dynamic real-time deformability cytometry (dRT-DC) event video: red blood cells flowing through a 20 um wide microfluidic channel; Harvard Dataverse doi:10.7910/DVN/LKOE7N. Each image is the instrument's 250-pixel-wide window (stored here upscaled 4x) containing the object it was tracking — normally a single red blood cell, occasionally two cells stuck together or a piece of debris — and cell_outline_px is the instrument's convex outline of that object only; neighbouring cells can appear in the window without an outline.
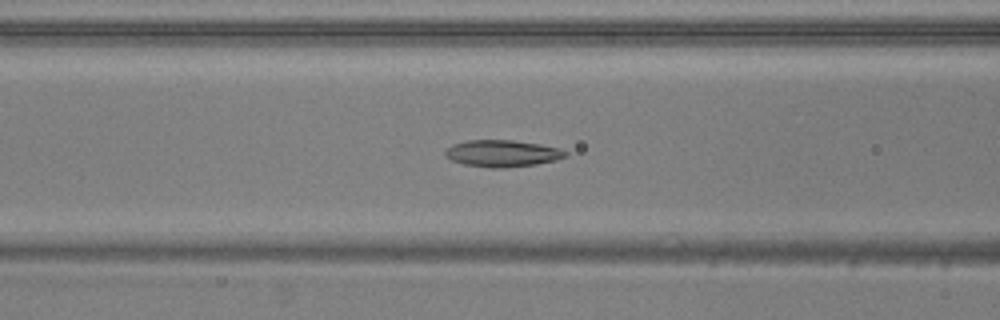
{"species": "common noctule bat (a hibernating species)", "species_latin": "Nyctalus noctula", "temperature_condition": "warm", "stored_images_in_passage": 36, "camera_frame_rate_fps": 3000, "um_per_image_px": 0.085, "animal": {"sex": "male", "body_mass_g": 20.5, "forearm_length_mm": 52.5}, "frame": {"image": 1, "passage_image": 15, "time_ms": 4.667, "image_size_px": [1000, 320], "cell_outline_px": [[568, 156], [556, 160], [536, 164], [504, 168], [492, 168], [464, 164], [452, 160], [444, 156], [444, 152], [452, 144], [468, 140], [512, 140], [540, 144], [560, 148], [568, 152]], "centroid_in_image_um": [42.71, 13.04], "position_along_channel_um": 123.9, "area_um2": 18.84}}
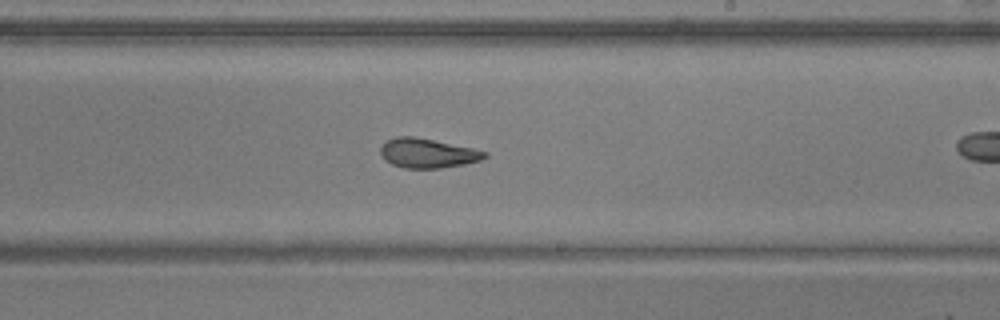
{"frame": {"image": 2, "passage_image": 25, "time_ms": 8.0, "image_size_px": [1000, 320], "cell_outline_px": [[488, 156], [480, 160], [464, 164], [440, 168], [404, 168], [392, 164], [384, 160], [380, 152], [380, 148], [388, 140], [396, 136], [412, 136], [472, 148], [488, 152]], "centroid_in_image_um": [36.33, 13.03], "position_along_channel_um": 252.7, "area_um2": 17.69}}
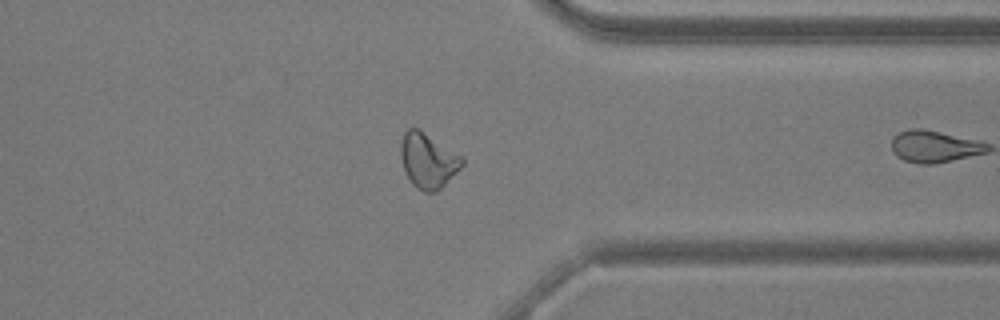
{"frame": {"image": 3, "passage_image": 35, "time_ms": 11.333, "image_size_px": [1000, 320], "cell_outline_px": [[464, 164], [436, 192], [424, 192], [416, 188], [412, 184], [404, 168], [400, 156], [400, 144], [404, 132], [408, 128], [420, 128], [464, 156]], "centroid_in_image_um": [36.39, 13.61], "position_along_channel_um": 375.0, "area_um2": 19.88}}